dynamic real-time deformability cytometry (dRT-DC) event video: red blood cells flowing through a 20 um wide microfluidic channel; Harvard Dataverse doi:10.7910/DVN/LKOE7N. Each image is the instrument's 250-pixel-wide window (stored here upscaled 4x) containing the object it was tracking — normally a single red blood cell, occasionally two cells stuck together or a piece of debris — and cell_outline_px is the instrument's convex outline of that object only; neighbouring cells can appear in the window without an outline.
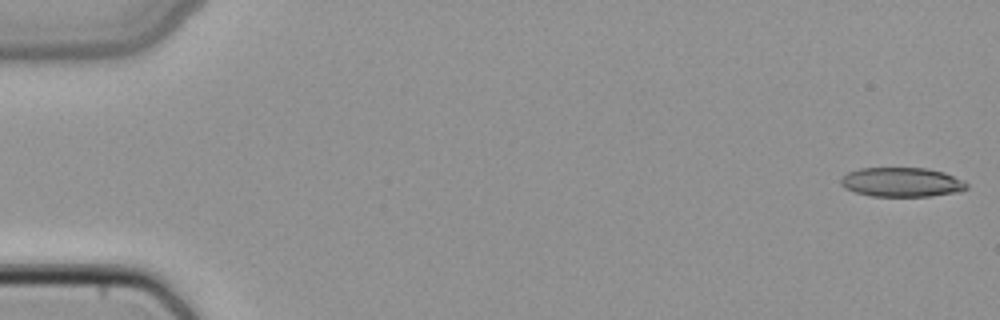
{"species": "common noctule bat (a hibernating species)", "species_latin": "Nyctalus noctula", "temperature_condition": "cold", "stored_images_in_passage": 4, "camera_frame_rate_fps": 3000, "um_per_image_px": 0.085, "animal": {"sex": "female", "body_mass_g": 22.7, "forearm_length_mm": 54.2}, "frame": {"image": 1, "passage_image": 1, "time_ms": 0.0, "image_size_px": [1000, 320], "cell_outline_px": [[968, 188], [960, 192], [932, 196], [872, 196], [856, 192], [844, 188], [840, 184], [840, 180], [848, 172], [860, 168], [924, 168], [944, 172], [964, 180], [968, 184]], "centroid_in_image_um": [76.68, 15.49], "position_along_channel_um": 8.3, "area_um2": 21.62}}
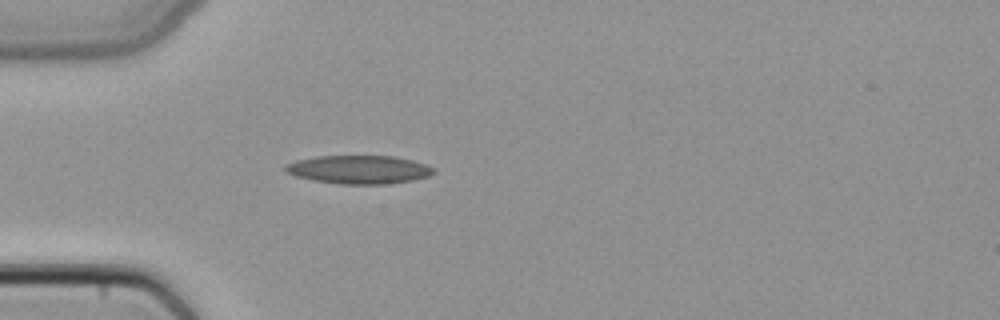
{"frame": {"image": 2, "passage_image": 4, "time_ms": 1.0, "image_size_px": [1000, 320], "cell_outline_px": [[436, 172], [428, 176], [412, 180], [388, 184], [340, 184], [312, 180], [296, 176], [284, 172], [284, 164], [296, 160], [316, 156], [396, 156], [412, 160], [424, 164], [432, 168]], "centroid_in_image_um": [30.46, 14.41], "position_along_channel_um": 54.5, "area_um2": 24.62}}